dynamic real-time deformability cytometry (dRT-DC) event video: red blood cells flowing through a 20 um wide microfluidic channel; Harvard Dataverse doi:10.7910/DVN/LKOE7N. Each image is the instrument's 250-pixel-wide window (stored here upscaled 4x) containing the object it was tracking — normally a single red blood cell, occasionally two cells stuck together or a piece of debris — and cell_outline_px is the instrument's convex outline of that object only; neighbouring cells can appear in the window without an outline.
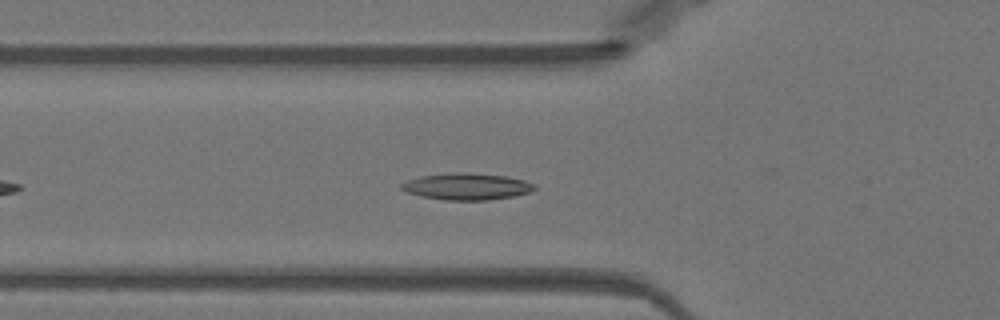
{"species": "Egyptian fruit bat (a non-hibernating species)", "species_latin": "Rousettus aegyptiacus", "temperature_condition": "warm", "stored_images_in_passage": 42, "camera_frame_rate_fps": 3000, "um_per_image_px": 0.085, "animal": {"sex": "female"}, "frame": {"image": 1, "passage_image": 8, "time_ms": 2.333, "image_size_px": [1000, 320], "cell_outline_px": [[536, 188], [532, 192], [512, 196], [488, 200], [444, 200], [424, 196], [408, 192], [400, 188], [400, 184], [408, 180], [420, 176], [452, 172], [464, 172], [504, 176], [524, 180], [532, 184]], "centroid_in_image_um": [39.67, 15.85], "position_along_channel_um": 86.1, "area_um2": 20.46}}
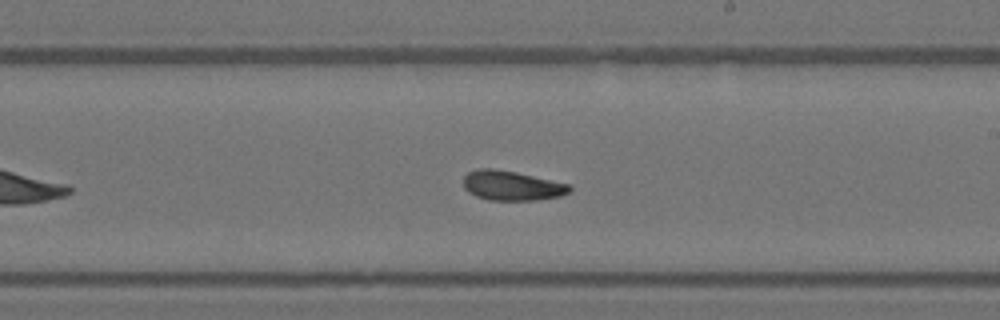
{"frame": {"image": 2, "passage_image": 20, "time_ms": 6.333, "image_size_px": [1000, 320], "cell_outline_px": [[572, 188], [568, 192], [560, 196], [536, 200], [488, 200], [476, 196], [468, 192], [464, 188], [464, 176], [468, 172], [476, 168], [492, 168], [516, 172], [572, 184]], "centroid_in_image_um": [43.5, 15.77], "position_along_channel_um": 245.5, "area_um2": 18.5}}
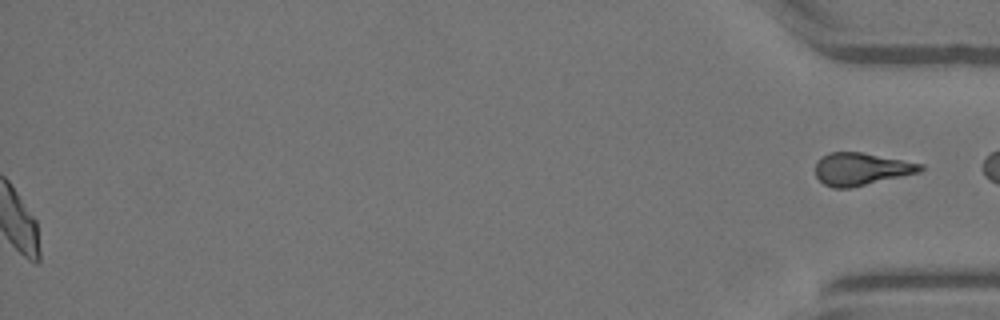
{"frame": {"image": 3, "passage_image": 42, "time_ms": 13.667, "image_size_px": [1000, 320], "cell_outline_px": [[924, 168], [920, 172], [848, 188], [832, 188], [824, 184], [816, 176], [816, 160], [820, 156], [828, 152], [860, 152], [924, 164]], "centroid_in_image_um": [73.16, 14.35], "position_along_channel_um": 362.0, "area_um2": 19.77}}